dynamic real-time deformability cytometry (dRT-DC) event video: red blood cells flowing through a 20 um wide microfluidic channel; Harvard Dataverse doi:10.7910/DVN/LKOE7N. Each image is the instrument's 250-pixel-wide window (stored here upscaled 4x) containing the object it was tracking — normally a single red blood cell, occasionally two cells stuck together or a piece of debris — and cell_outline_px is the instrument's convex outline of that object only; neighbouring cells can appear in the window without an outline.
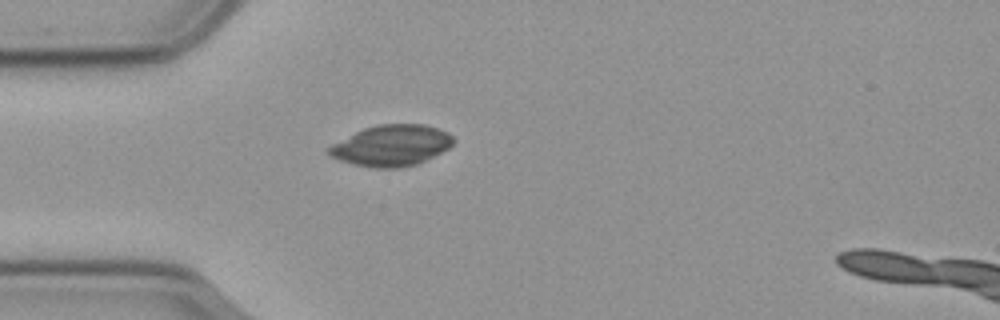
{"species": "common noctule bat (a hibernating species)", "species_latin": "Nyctalus noctula", "temperature_condition": "cold", "stored_images_in_passage": 42, "camera_frame_rate_fps": 3000, "um_per_image_px": 0.085, "animal": {"sex": "male", "body_mass_g": 23.1, "forearm_length_mm": 52.7}, "frame": {"image": 1, "passage_image": 1, "time_ms": 0.0, "image_size_px": [1000, 320], "cell_outline_px": [[456, 140], [448, 148], [416, 164], [396, 168], [376, 168], [352, 164], [340, 160], [332, 156], [328, 152], [328, 148], [332, 144], [364, 128], [376, 124], [424, 124], [440, 128], [448, 132]], "centroid_in_image_um": [33.29, 12.35], "position_along_channel_um": 51.7, "area_um2": 29.54}}
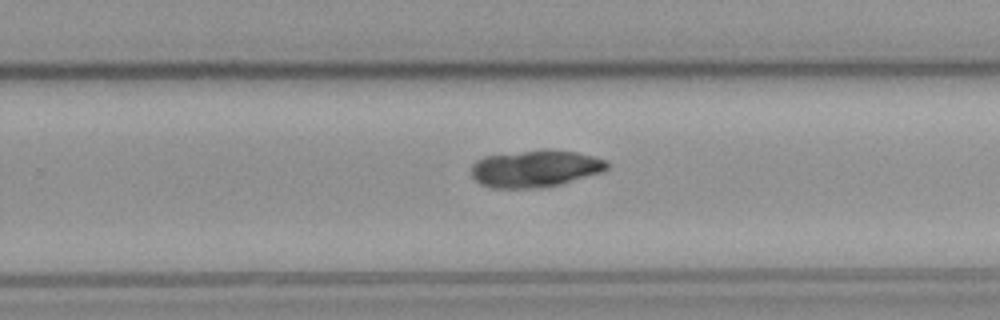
{"frame": {"image": 2, "passage_image": 21, "time_ms": 6.667, "image_size_px": [1000, 320], "cell_outline_px": [[608, 168], [604, 172], [560, 184], [536, 188], [488, 188], [480, 184], [472, 176], [472, 164], [476, 160], [484, 156], [524, 152], [576, 152], [608, 160]], "centroid_in_image_um": [45.49, 14.37], "position_along_channel_um": 284.3, "area_um2": 28.61}}
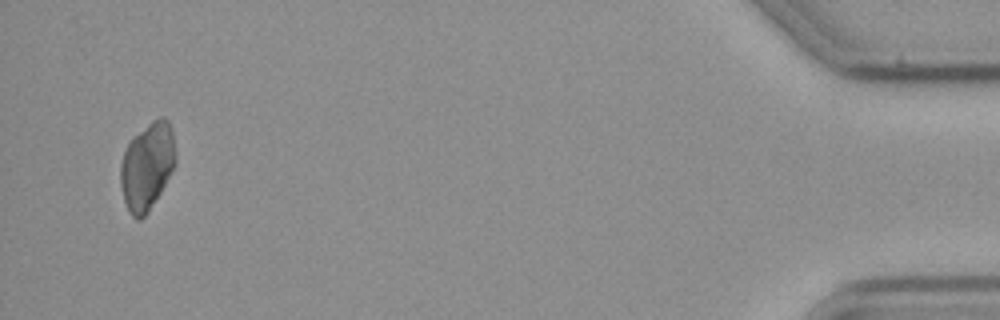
{"frame": {"image": 3, "passage_image": 40, "time_ms": 13.0, "image_size_px": [1000, 320], "cell_outline_px": [[176, 160], [160, 192], [148, 212], [140, 220], [136, 220], [132, 216], [124, 200], [120, 184], [120, 164], [124, 152], [132, 136], [152, 120], [160, 116], [164, 116], [168, 120], [172, 128], [176, 156]], "centroid_in_image_um": [12.49, 14.08], "position_along_channel_um": 422.7, "area_um2": 27.92}}